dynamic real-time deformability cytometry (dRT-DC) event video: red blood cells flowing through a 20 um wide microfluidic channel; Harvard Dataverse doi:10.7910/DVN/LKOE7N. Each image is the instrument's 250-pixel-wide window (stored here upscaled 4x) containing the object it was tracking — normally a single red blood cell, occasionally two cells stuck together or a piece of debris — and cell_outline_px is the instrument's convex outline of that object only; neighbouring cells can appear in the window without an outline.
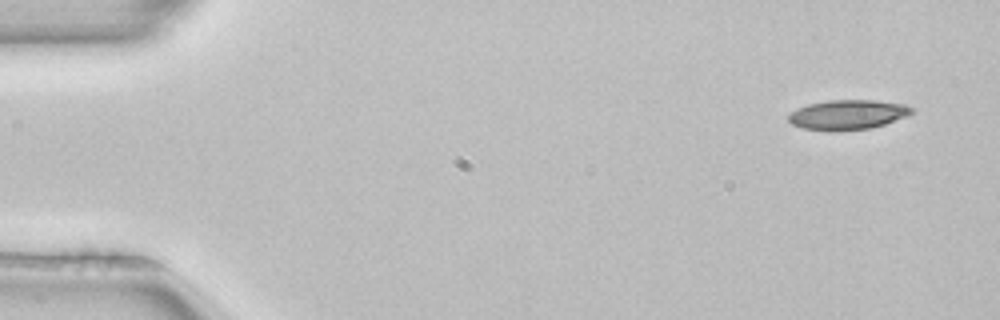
{"species": "common noctule bat (a hibernating species)", "species_latin": "Nyctalus noctula", "temperature_condition": "room temperature", "stored_images_in_passage": 4, "camera_frame_rate_fps": 3000, "um_per_image_px": 0.085, "animal": {"sex": "female", "body_mass_g": 22.7, "forearm_length_mm": 54.2}, "frame": {"image": 1, "passage_image": 1, "time_ms": 0.0, "image_size_px": [1000, 320], "cell_outline_px": [[912, 112], [908, 116], [872, 128], [832, 132], [804, 128], [792, 124], [788, 120], [788, 116], [796, 108], [808, 104], [828, 100], [876, 100], [904, 104], [912, 108]], "centroid_in_image_um": [72.04, 9.75], "position_along_channel_um": 13.0, "area_um2": 21.5}}
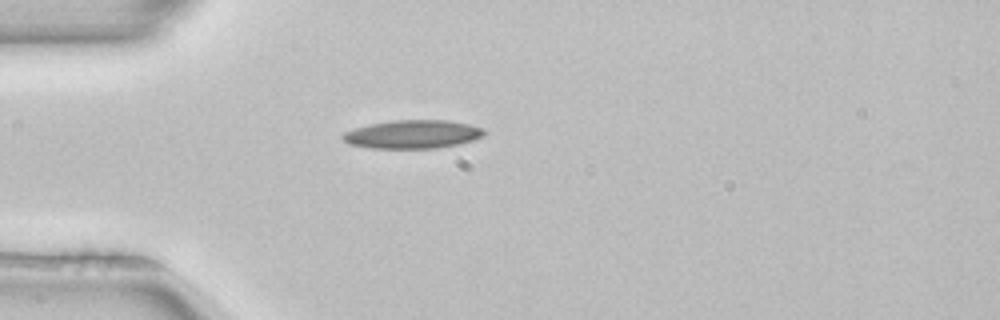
{"frame": {"image": 2, "passage_image": 4, "time_ms": 1.0, "image_size_px": [1000, 320], "cell_outline_px": [[488, 132], [484, 136], [472, 140], [456, 144], [436, 148], [372, 148], [348, 144], [340, 136], [344, 132], [356, 128], [372, 124], [392, 120], [448, 120], [468, 124], [484, 128]], "centroid_in_image_um": [35.1, 11.41], "position_along_channel_um": 49.9, "area_um2": 23.35}}